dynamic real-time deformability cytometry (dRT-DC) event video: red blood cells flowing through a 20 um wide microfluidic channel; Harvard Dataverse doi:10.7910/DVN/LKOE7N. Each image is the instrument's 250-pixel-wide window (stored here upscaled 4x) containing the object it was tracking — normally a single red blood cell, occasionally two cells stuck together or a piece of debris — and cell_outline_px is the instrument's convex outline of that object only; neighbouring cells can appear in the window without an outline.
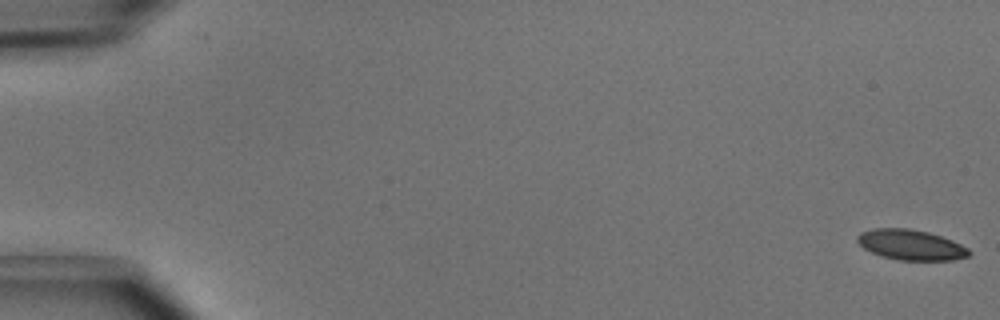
{"species": "common noctule bat (a hibernating species)", "species_latin": "Nyctalus noctula", "temperature_condition": "cold", "stored_images_in_passage": 6, "camera_frame_rate_fps": 3000, "um_per_image_px": 0.085, "animal": {"sex": "male", "body_mass_g": 15.6}, "frame": {"image": 1, "passage_image": 1, "time_ms": 0.0, "image_size_px": [1000, 320], "cell_outline_px": [[972, 252], [968, 256], [952, 260], [900, 260], [884, 256], [872, 252], [864, 248], [856, 240], [856, 236], [860, 232], [872, 228], [908, 228], [928, 232], [952, 240], [968, 248]], "centroid_in_image_um": [77.41, 20.8], "position_along_channel_um": 7.6, "area_um2": 19.65}}
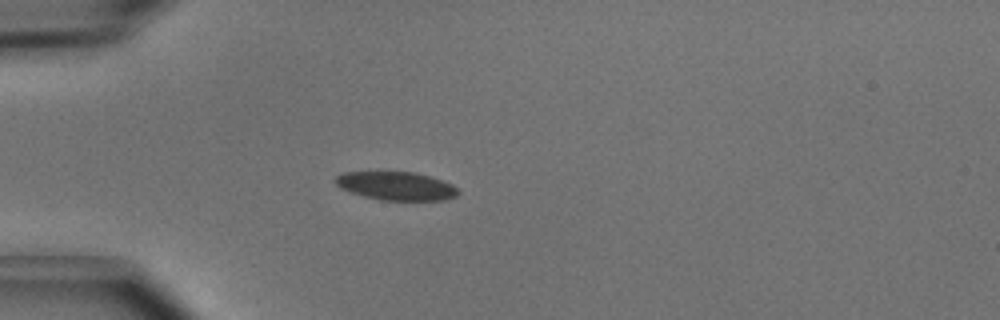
{"frame": {"image": 2, "passage_image": 5, "time_ms": 1.333, "image_size_px": [1000, 320], "cell_outline_px": [[460, 192], [456, 196], [444, 200], [380, 200], [348, 192], [340, 188], [332, 180], [336, 176], [344, 172], [416, 172], [432, 176], [452, 184]], "centroid_in_image_um": [33.66, 15.8], "position_along_channel_um": 51.3, "area_um2": 20.52}}